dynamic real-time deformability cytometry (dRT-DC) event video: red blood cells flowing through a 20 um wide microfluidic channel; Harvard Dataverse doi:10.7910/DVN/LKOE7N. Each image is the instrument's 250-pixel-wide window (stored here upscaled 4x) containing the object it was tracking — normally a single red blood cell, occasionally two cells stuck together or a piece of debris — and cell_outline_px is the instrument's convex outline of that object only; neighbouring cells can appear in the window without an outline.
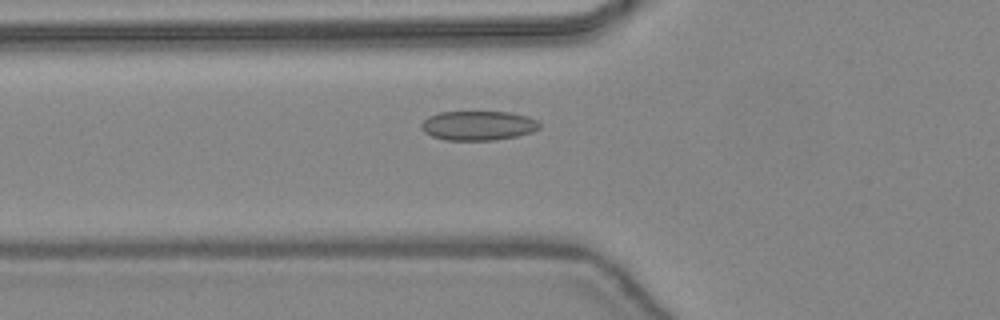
{"species": "common noctule bat (a hibernating species)", "species_latin": "Nyctalus noctula", "temperature_condition": "warm", "stored_images_in_passage": 47, "camera_frame_rate_fps": 3000, "um_per_image_px": 0.085, "animal": {"sex": "female", "body_mass_g": 24.6, "forearm_length_mm": 56.2}, "frame": {"image": 1, "passage_image": 18, "time_ms": 5.667, "image_size_px": [1000, 320], "cell_outline_px": [[540, 128], [532, 132], [516, 136], [496, 140], [444, 140], [432, 136], [424, 132], [420, 128], [420, 124], [428, 116], [440, 112], [508, 112], [528, 116], [536, 120], [540, 124]], "centroid_in_image_um": [40.62, 10.68], "position_along_channel_um": 85.2, "area_um2": 20.35}}
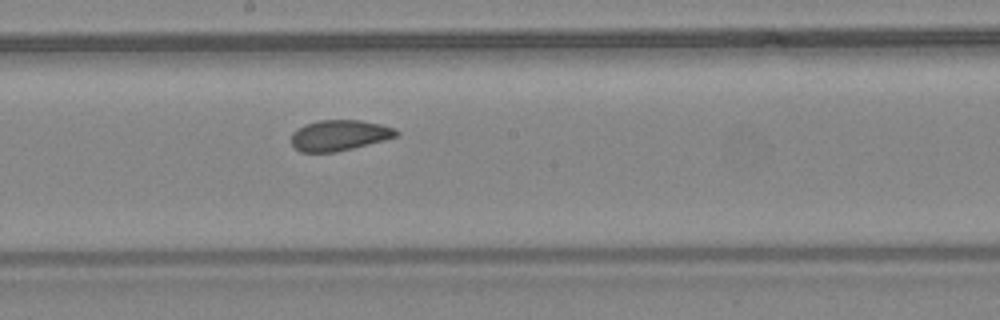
{"frame": {"image": 2, "passage_image": 27, "time_ms": 8.667, "image_size_px": [1000, 320], "cell_outline_px": [[400, 132], [396, 136], [384, 140], [336, 152], [300, 152], [292, 144], [292, 132], [304, 124], [320, 120], [360, 120], [380, 124], [396, 128]], "centroid_in_image_um": [28.84, 11.49], "position_along_channel_um": 219.4, "area_um2": 18.73}}
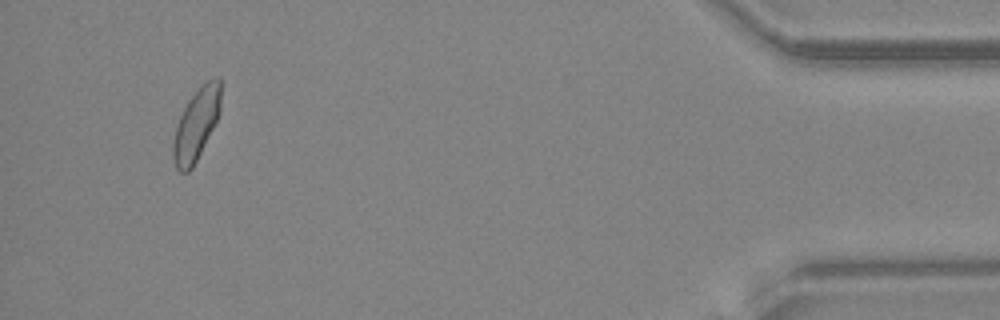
{"frame": {"image": 3, "passage_image": 45, "time_ms": 14.667, "image_size_px": [1000, 320], "cell_outline_px": [[220, 112], [192, 168], [188, 172], [180, 172], [176, 168], [172, 156], [172, 144], [176, 124], [188, 100], [208, 80], [216, 76], [220, 76]], "centroid_in_image_um": [16.65, 10.59], "position_along_channel_um": 418.5, "area_um2": 19.48}, "authors_computed_cell_mechanics": {"area_um2": 19.9988, "velocity_mm_per_s": 4.4466, "shape_relaxation_time_tau1_ms": 5.8088, "shape_relaxation_time_tau2_ms": 1.4941, "deformation_change_tau1": 0.1105, "deformation_change_tau2": 0.0549}}